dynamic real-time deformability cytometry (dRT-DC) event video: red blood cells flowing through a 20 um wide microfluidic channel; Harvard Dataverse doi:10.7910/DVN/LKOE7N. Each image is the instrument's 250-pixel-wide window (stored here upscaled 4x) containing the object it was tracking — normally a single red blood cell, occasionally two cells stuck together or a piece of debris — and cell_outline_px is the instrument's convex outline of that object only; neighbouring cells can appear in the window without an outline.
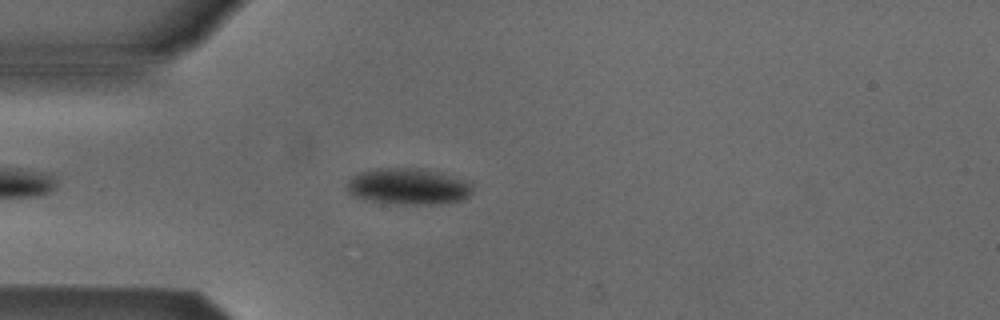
{"species": "Egyptian fruit bat (a non-hibernating species)", "species_latin": "Rousettus aegyptiacus", "temperature_condition": "cold", "stored_images_in_passage": 5, "camera_frame_rate_fps": 3000, "um_per_image_px": 0.085, "animal": {"sex": "male"}, "frame": {"image": 1, "passage_image": 4, "time_ms": 3.667, "image_size_px": [1000, 320], "cell_outline_px": [[472, 192], [468, 196], [460, 200], [432, 204], [404, 204], [368, 200], [352, 196], [344, 188], [344, 184], [352, 176], [360, 172], [376, 168], [424, 168], [444, 172], [468, 180], [472, 184]], "centroid_in_image_um": [34.69, 15.82], "position_along_channel_um": 50.3, "area_um2": 26.99}}